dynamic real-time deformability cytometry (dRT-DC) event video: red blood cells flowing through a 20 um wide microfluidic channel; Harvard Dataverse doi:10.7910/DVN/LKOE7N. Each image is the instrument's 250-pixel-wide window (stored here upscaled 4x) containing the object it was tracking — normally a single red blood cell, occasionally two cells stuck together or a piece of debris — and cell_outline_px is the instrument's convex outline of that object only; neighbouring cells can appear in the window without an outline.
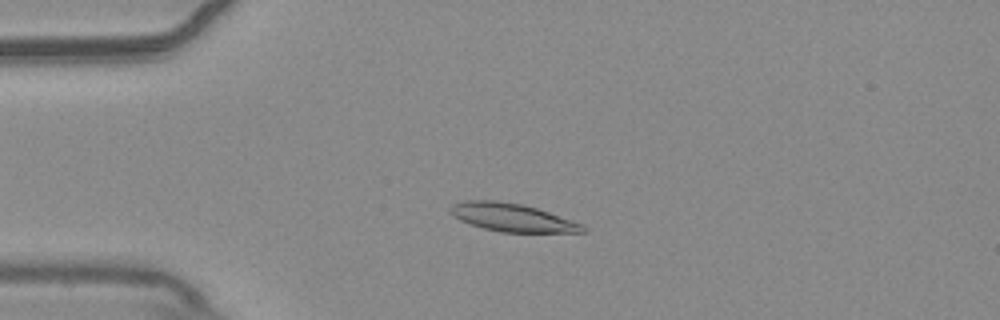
{"species": "common noctule bat (a hibernating species)", "species_latin": "Nyctalus noctula", "temperature_condition": "warm", "stored_images_in_passage": 55, "camera_frame_rate_fps": 3000, "um_per_image_px": 0.085, "animal": {"sex": "male", "body_mass_g": 20.4}, "frame": {"image": 1, "passage_image": 14, "time_ms": 4.333, "image_size_px": [1000, 320], "cell_outline_px": [[588, 232], [500, 232], [484, 228], [460, 220], [452, 216], [448, 212], [448, 208], [452, 204], [464, 200], [496, 200], [524, 204], [584, 224], [588, 228]], "centroid_in_image_um": [43.52, 18.48], "position_along_channel_um": 41.5, "area_um2": 21.85}}
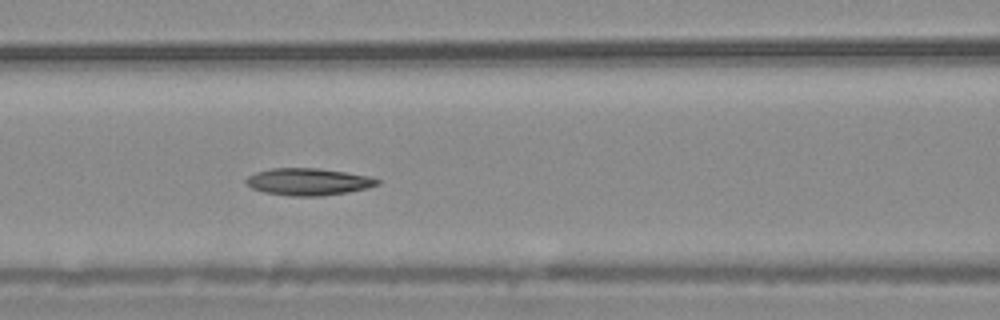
{"frame": {"image": 2, "passage_image": 24, "time_ms": 7.667, "image_size_px": [1000, 320], "cell_outline_px": [[380, 184], [368, 188], [348, 192], [320, 196], [292, 196], [264, 192], [252, 188], [244, 184], [244, 180], [248, 176], [256, 172], [272, 168], [320, 168], [368, 176], [380, 180]], "centroid_in_image_um": [26.18, 15.45], "position_along_channel_um": 140.4, "area_um2": 20.75}}
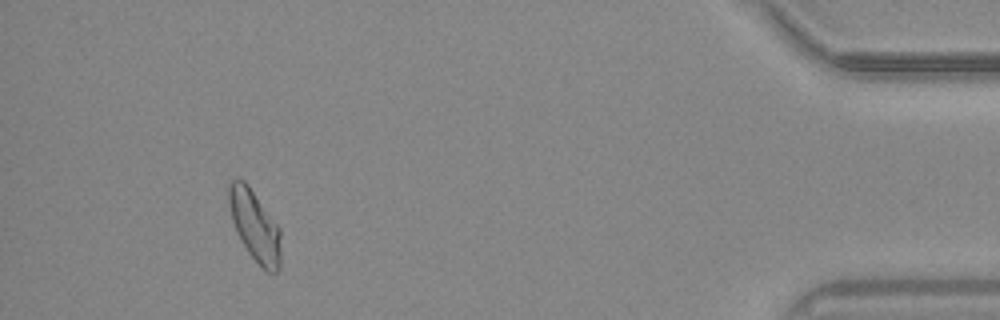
{"frame": {"image": 3, "passage_image": 51, "time_ms": 16.667, "image_size_px": [1000, 320], "cell_outline_px": [[280, 268], [276, 272], [268, 272], [248, 252], [232, 220], [228, 200], [228, 184], [232, 180], [244, 180], [248, 184], [280, 228]], "centroid_in_image_um": [21.67, 19.16], "position_along_channel_um": 413.5, "area_um2": 20.98}, "authors_computed_cell_mechanics": {"area_um2": 20.7502, "velocity_mm_per_s": 3.7448, "shape_relaxation_time_tau1_ms": 6.5507, "shape_relaxation_time_tau2_ms": 6.0766, "deformation_change_tau1": 0.1426, "deformation_change_tau2": 0.1205}}